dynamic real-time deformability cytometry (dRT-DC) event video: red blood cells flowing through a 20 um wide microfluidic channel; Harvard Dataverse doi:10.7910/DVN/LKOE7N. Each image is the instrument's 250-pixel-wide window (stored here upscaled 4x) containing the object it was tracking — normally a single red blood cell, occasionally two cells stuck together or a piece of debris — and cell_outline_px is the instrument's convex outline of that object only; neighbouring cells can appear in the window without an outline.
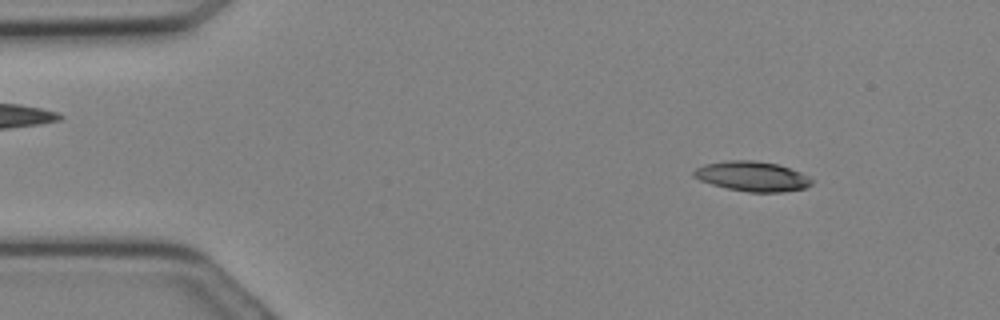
{"species": "Egyptian fruit bat (a non-hibernating species)", "species_latin": "Rousettus aegyptiacus", "temperature_condition": "cold", "stored_images_in_passage": 8, "camera_frame_rate_fps": 3000, "um_per_image_px": 0.085, "animal": {"sex": "female"}, "frame": {"image": 1, "passage_image": 4, "time_ms": 1.0, "image_size_px": [1000, 320], "cell_outline_px": [[812, 184], [804, 188], [784, 192], [748, 192], [728, 188], [712, 184], [700, 180], [692, 176], [692, 172], [696, 168], [704, 164], [728, 160], [752, 160], [776, 164], [800, 172], [808, 176], [812, 180]], "centroid_in_image_um": [63.92, 14.99], "position_along_channel_um": 21.1, "area_um2": 20.4}}